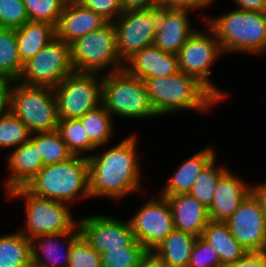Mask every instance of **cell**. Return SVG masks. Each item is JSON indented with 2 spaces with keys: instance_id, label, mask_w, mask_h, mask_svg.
<instances>
[{
  "instance_id": "19",
  "label": "cell",
  "mask_w": 266,
  "mask_h": 267,
  "mask_svg": "<svg viewBox=\"0 0 266 267\" xmlns=\"http://www.w3.org/2000/svg\"><path fill=\"white\" fill-rule=\"evenodd\" d=\"M80 236L77 225L69 232L40 235L31 239L32 264L38 267H68L72 244ZM63 238L66 242L64 246L60 244ZM58 248L64 249V253Z\"/></svg>"
},
{
  "instance_id": "11",
  "label": "cell",
  "mask_w": 266,
  "mask_h": 267,
  "mask_svg": "<svg viewBox=\"0 0 266 267\" xmlns=\"http://www.w3.org/2000/svg\"><path fill=\"white\" fill-rule=\"evenodd\" d=\"M73 72L70 45L55 37L34 57L23 63L17 82L54 88Z\"/></svg>"
},
{
  "instance_id": "26",
  "label": "cell",
  "mask_w": 266,
  "mask_h": 267,
  "mask_svg": "<svg viewBox=\"0 0 266 267\" xmlns=\"http://www.w3.org/2000/svg\"><path fill=\"white\" fill-rule=\"evenodd\" d=\"M196 239L191 233L174 229L153 252L168 267H188Z\"/></svg>"
},
{
  "instance_id": "35",
  "label": "cell",
  "mask_w": 266,
  "mask_h": 267,
  "mask_svg": "<svg viewBox=\"0 0 266 267\" xmlns=\"http://www.w3.org/2000/svg\"><path fill=\"white\" fill-rule=\"evenodd\" d=\"M30 21L45 22L56 27L66 4L64 0H22Z\"/></svg>"
},
{
  "instance_id": "4",
  "label": "cell",
  "mask_w": 266,
  "mask_h": 267,
  "mask_svg": "<svg viewBox=\"0 0 266 267\" xmlns=\"http://www.w3.org/2000/svg\"><path fill=\"white\" fill-rule=\"evenodd\" d=\"M224 52H266V12L235 9L207 20Z\"/></svg>"
},
{
  "instance_id": "39",
  "label": "cell",
  "mask_w": 266,
  "mask_h": 267,
  "mask_svg": "<svg viewBox=\"0 0 266 267\" xmlns=\"http://www.w3.org/2000/svg\"><path fill=\"white\" fill-rule=\"evenodd\" d=\"M83 7L94 11L107 22H114L122 13L119 0H76Z\"/></svg>"
},
{
  "instance_id": "22",
  "label": "cell",
  "mask_w": 266,
  "mask_h": 267,
  "mask_svg": "<svg viewBox=\"0 0 266 267\" xmlns=\"http://www.w3.org/2000/svg\"><path fill=\"white\" fill-rule=\"evenodd\" d=\"M173 213L174 229L201 237L210 221L208 208L189 193L167 196Z\"/></svg>"
},
{
  "instance_id": "18",
  "label": "cell",
  "mask_w": 266,
  "mask_h": 267,
  "mask_svg": "<svg viewBox=\"0 0 266 267\" xmlns=\"http://www.w3.org/2000/svg\"><path fill=\"white\" fill-rule=\"evenodd\" d=\"M107 21L76 0L68 1L55 27V37L71 44L78 38L100 29Z\"/></svg>"
},
{
  "instance_id": "7",
  "label": "cell",
  "mask_w": 266,
  "mask_h": 267,
  "mask_svg": "<svg viewBox=\"0 0 266 267\" xmlns=\"http://www.w3.org/2000/svg\"><path fill=\"white\" fill-rule=\"evenodd\" d=\"M10 111L31 133L58 129L59 117L53 88L29 86L14 81Z\"/></svg>"
},
{
  "instance_id": "8",
  "label": "cell",
  "mask_w": 266,
  "mask_h": 267,
  "mask_svg": "<svg viewBox=\"0 0 266 267\" xmlns=\"http://www.w3.org/2000/svg\"><path fill=\"white\" fill-rule=\"evenodd\" d=\"M7 195L13 199L14 197L25 199L26 230L23 229L20 232L30 240L40 235L69 232L78 225L68 204L38 197L25 187L13 189Z\"/></svg>"
},
{
  "instance_id": "14",
  "label": "cell",
  "mask_w": 266,
  "mask_h": 267,
  "mask_svg": "<svg viewBox=\"0 0 266 267\" xmlns=\"http://www.w3.org/2000/svg\"><path fill=\"white\" fill-rule=\"evenodd\" d=\"M77 221L82 238L100 255L108 249L130 246L136 240L129 220L93 215Z\"/></svg>"
},
{
  "instance_id": "25",
  "label": "cell",
  "mask_w": 266,
  "mask_h": 267,
  "mask_svg": "<svg viewBox=\"0 0 266 267\" xmlns=\"http://www.w3.org/2000/svg\"><path fill=\"white\" fill-rule=\"evenodd\" d=\"M15 33L19 56L25 63L55 38V27L45 22L28 21L15 29Z\"/></svg>"
},
{
  "instance_id": "21",
  "label": "cell",
  "mask_w": 266,
  "mask_h": 267,
  "mask_svg": "<svg viewBox=\"0 0 266 267\" xmlns=\"http://www.w3.org/2000/svg\"><path fill=\"white\" fill-rule=\"evenodd\" d=\"M6 163L11 172L4 185L6 193L19 187H25L44 166L41 154L31 139L14 148Z\"/></svg>"
},
{
  "instance_id": "31",
  "label": "cell",
  "mask_w": 266,
  "mask_h": 267,
  "mask_svg": "<svg viewBox=\"0 0 266 267\" xmlns=\"http://www.w3.org/2000/svg\"><path fill=\"white\" fill-rule=\"evenodd\" d=\"M215 157L198 175L189 194L195 197L207 208L213 202V196L219 178L228 170L227 167L217 166Z\"/></svg>"
},
{
  "instance_id": "30",
  "label": "cell",
  "mask_w": 266,
  "mask_h": 267,
  "mask_svg": "<svg viewBox=\"0 0 266 267\" xmlns=\"http://www.w3.org/2000/svg\"><path fill=\"white\" fill-rule=\"evenodd\" d=\"M30 139L36 144L44 166L61 163L74 156L57 130L32 133Z\"/></svg>"
},
{
  "instance_id": "46",
  "label": "cell",
  "mask_w": 266,
  "mask_h": 267,
  "mask_svg": "<svg viewBox=\"0 0 266 267\" xmlns=\"http://www.w3.org/2000/svg\"><path fill=\"white\" fill-rule=\"evenodd\" d=\"M139 267H168L153 251H148L142 258Z\"/></svg>"
},
{
  "instance_id": "42",
  "label": "cell",
  "mask_w": 266,
  "mask_h": 267,
  "mask_svg": "<svg viewBox=\"0 0 266 267\" xmlns=\"http://www.w3.org/2000/svg\"><path fill=\"white\" fill-rule=\"evenodd\" d=\"M227 267H266V253H248L243 259Z\"/></svg>"
},
{
  "instance_id": "44",
  "label": "cell",
  "mask_w": 266,
  "mask_h": 267,
  "mask_svg": "<svg viewBox=\"0 0 266 267\" xmlns=\"http://www.w3.org/2000/svg\"><path fill=\"white\" fill-rule=\"evenodd\" d=\"M234 2L238 5L237 9L266 12V0H235Z\"/></svg>"
},
{
  "instance_id": "17",
  "label": "cell",
  "mask_w": 266,
  "mask_h": 267,
  "mask_svg": "<svg viewBox=\"0 0 266 267\" xmlns=\"http://www.w3.org/2000/svg\"><path fill=\"white\" fill-rule=\"evenodd\" d=\"M250 193L251 184L228 169L217 182L213 202L208 208L210 221L226 222Z\"/></svg>"
},
{
  "instance_id": "27",
  "label": "cell",
  "mask_w": 266,
  "mask_h": 267,
  "mask_svg": "<svg viewBox=\"0 0 266 267\" xmlns=\"http://www.w3.org/2000/svg\"><path fill=\"white\" fill-rule=\"evenodd\" d=\"M31 240L20 231L0 236V267H30Z\"/></svg>"
},
{
  "instance_id": "20",
  "label": "cell",
  "mask_w": 266,
  "mask_h": 267,
  "mask_svg": "<svg viewBox=\"0 0 266 267\" xmlns=\"http://www.w3.org/2000/svg\"><path fill=\"white\" fill-rule=\"evenodd\" d=\"M123 69L142 80L148 77H168L179 72L178 57L153 44L131 56L124 63Z\"/></svg>"
},
{
  "instance_id": "40",
  "label": "cell",
  "mask_w": 266,
  "mask_h": 267,
  "mask_svg": "<svg viewBox=\"0 0 266 267\" xmlns=\"http://www.w3.org/2000/svg\"><path fill=\"white\" fill-rule=\"evenodd\" d=\"M215 0H157L158 8L197 10L208 7Z\"/></svg>"
},
{
  "instance_id": "37",
  "label": "cell",
  "mask_w": 266,
  "mask_h": 267,
  "mask_svg": "<svg viewBox=\"0 0 266 267\" xmlns=\"http://www.w3.org/2000/svg\"><path fill=\"white\" fill-rule=\"evenodd\" d=\"M68 267H102L101 255L80 236L72 244Z\"/></svg>"
},
{
  "instance_id": "28",
  "label": "cell",
  "mask_w": 266,
  "mask_h": 267,
  "mask_svg": "<svg viewBox=\"0 0 266 267\" xmlns=\"http://www.w3.org/2000/svg\"><path fill=\"white\" fill-rule=\"evenodd\" d=\"M22 68L15 29L0 27V77L17 81Z\"/></svg>"
},
{
  "instance_id": "3",
  "label": "cell",
  "mask_w": 266,
  "mask_h": 267,
  "mask_svg": "<svg viewBox=\"0 0 266 267\" xmlns=\"http://www.w3.org/2000/svg\"><path fill=\"white\" fill-rule=\"evenodd\" d=\"M25 188L33 195L65 204L91 198L88 158L74 155L67 161L45 165Z\"/></svg>"
},
{
  "instance_id": "36",
  "label": "cell",
  "mask_w": 266,
  "mask_h": 267,
  "mask_svg": "<svg viewBox=\"0 0 266 267\" xmlns=\"http://www.w3.org/2000/svg\"><path fill=\"white\" fill-rule=\"evenodd\" d=\"M28 21L22 0H0V27L18 29Z\"/></svg>"
},
{
  "instance_id": "16",
  "label": "cell",
  "mask_w": 266,
  "mask_h": 267,
  "mask_svg": "<svg viewBox=\"0 0 266 267\" xmlns=\"http://www.w3.org/2000/svg\"><path fill=\"white\" fill-rule=\"evenodd\" d=\"M189 9L158 8L154 45L162 51L178 54L187 39L197 30L189 20Z\"/></svg>"
},
{
  "instance_id": "5",
  "label": "cell",
  "mask_w": 266,
  "mask_h": 267,
  "mask_svg": "<svg viewBox=\"0 0 266 267\" xmlns=\"http://www.w3.org/2000/svg\"><path fill=\"white\" fill-rule=\"evenodd\" d=\"M102 73V104L112 115L131 119L157 117L144 80L124 69Z\"/></svg>"
},
{
  "instance_id": "12",
  "label": "cell",
  "mask_w": 266,
  "mask_h": 267,
  "mask_svg": "<svg viewBox=\"0 0 266 267\" xmlns=\"http://www.w3.org/2000/svg\"><path fill=\"white\" fill-rule=\"evenodd\" d=\"M158 7L148 10L124 11L113 23L116 46L124 64L143 48L153 45L157 30Z\"/></svg>"
},
{
  "instance_id": "41",
  "label": "cell",
  "mask_w": 266,
  "mask_h": 267,
  "mask_svg": "<svg viewBox=\"0 0 266 267\" xmlns=\"http://www.w3.org/2000/svg\"><path fill=\"white\" fill-rule=\"evenodd\" d=\"M13 84V80L0 77V117L10 112Z\"/></svg>"
},
{
  "instance_id": "2",
  "label": "cell",
  "mask_w": 266,
  "mask_h": 267,
  "mask_svg": "<svg viewBox=\"0 0 266 267\" xmlns=\"http://www.w3.org/2000/svg\"><path fill=\"white\" fill-rule=\"evenodd\" d=\"M144 83L157 116L183 110L201 114L220 102L195 77L182 71L168 77H148Z\"/></svg>"
},
{
  "instance_id": "23",
  "label": "cell",
  "mask_w": 266,
  "mask_h": 267,
  "mask_svg": "<svg viewBox=\"0 0 266 267\" xmlns=\"http://www.w3.org/2000/svg\"><path fill=\"white\" fill-rule=\"evenodd\" d=\"M217 157L215 149L207 146L182 162L169 178L160 194L162 197L189 193L202 170Z\"/></svg>"
},
{
  "instance_id": "6",
  "label": "cell",
  "mask_w": 266,
  "mask_h": 267,
  "mask_svg": "<svg viewBox=\"0 0 266 267\" xmlns=\"http://www.w3.org/2000/svg\"><path fill=\"white\" fill-rule=\"evenodd\" d=\"M70 53L75 72L98 74L113 66L111 73L122 70L124 66L118 55L113 22H107L100 29L72 42Z\"/></svg>"
},
{
  "instance_id": "43",
  "label": "cell",
  "mask_w": 266,
  "mask_h": 267,
  "mask_svg": "<svg viewBox=\"0 0 266 267\" xmlns=\"http://www.w3.org/2000/svg\"><path fill=\"white\" fill-rule=\"evenodd\" d=\"M121 8L128 10H148L157 7V0H119Z\"/></svg>"
},
{
  "instance_id": "38",
  "label": "cell",
  "mask_w": 266,
  "mask_h": 267,
  "mask_svg": "<svg viewBox=\"0 0 266 267\" xmlns=\"http://www.w3.org/2000/svg\"><path fill=\"white\" fill-rule=\"evenodd\" d=\"M188 267H223L218 253L201 237H197Z\"/></svg>"
},
{
  "instance_id": "33",
  "label": "cell",
  "mask_w": 266,
  "mask_h": 267,
  "mask_svg": "<svg viewBox=\"0 0 266 267\" xmlns=\"http://www.w3.org/2000/svg\"><path fill=\"white\" fill-rule=\"evenodd\" d=\"M27 126L11 111L0 117V148H17L31 138Z\"/></svg>"
},
{
  "instance_id": "1",
  "label": "cell",
  "mask_w": 266,
  "mask_h": 267,
  "mask_svg": "<svg viewBox=\"0 0 266 267\" xmlns=\"http://www.w3.org/2000/svg\"><path fill=\"white\" fill-rule=\"evenodd\" d=\"M138 138L135 134L101 154L84 155L89 165V191L91 198L108 197L121 200L141 189V170L137 154Z\"/></svg>"
},
{
  "instance_id": "32",
  "label": "cell",
  "mask_w": 266,
  "mask_h": 267,
  "mask_svg": "<svg viewBox=\"0 0 266 267\" xmlns=\"http://www.w3.org/2000/svg\"><path fill=\"white\" fill-rule=\"evenodd\" d=\"M57 131L73 155L83 156V152L97 149L79 119H59Z\"/></svg>"
},
{
  "instance_id": "24",
  "label": "cell",
  "mask_w": 266,
  "mask_h": 267,
  "mask_svg": "<svg viewBox=\"0 0 266 267\" xmlns=\"http://www.w3.org/2000/svg\"><path fill=\"white\" fill-rule=\"evenodd\" d=\"M201 238L218 253L223 267L236 263L249 253L232 236L226 222L209 221L202 232Z\"/></svg>"
},
{
  "instance_id": "45",
  "label": "cell",
  "mask_w": 266,
  "mask_h": 267,
  "mask_svg": "<svg viewBox=\"0 0 266 267\" xmlns=\"http://www.w3.org/2000/svg\"><path fill=\"white\" fill-rule=\"evenodd\" d=\"M251 193L259 202L266 217V182L256 186L251 185Z\"/></svg>"
},
{
  "instance_id": "9",
  "label": "cell",
  "mask_w": 266,
  "mask_h": 267,
  "mask_svg": "<svg viewBox=\"0 0 266 267\" xmlns=\"http://www.w3.org/2000/svg\"><path fill=\"white\" fill-rule=\"evenodd\" d=\"M209 32L196 30L179 50L178 67L179 71L195 77L203 84L219 101L227 94L216 87L217 85L209 79L211 67L217 57L223 54L219 40L213 30L208 26Z\"/></svg>"
},
{
  "instance_id": "47",
  "label": "cell",
  "mask_w": 266,
  "mask_h": 267,
  "mask_svg": "<svg viewBox=\"0 0 266 267\" xmlns=\"http://www.w3.org/2000/svg\"><path fill=\"white\" fill-rule=\"evenodd\" d=\"M30 267H38V266H36V265H34V264H31Z\"/></svg>"
},
{
  "instance_id": "10",
  "label": "cell",
  "mask_w": 266,
  "mask_h": 267,
  "mask_svg": "<svg viewBox=\"0 0 266 267\" xmlns=\"http://www.w3.org/2000/svg\"><path fill=\"white\" fill-rule=\"evenodd\" d=\"M99 75L74 71L53 88L59 119H79L102 104Z\"/></svg>"
},
{
  "instance_id": "29",
  "label": "cell",
  "mask_w": 266,
  "mask_h": 267,
  "mask_svg": "<svg viewBox=\"0 0 266 267\" xmlns=\"http://www.w3.org/2000/svg\"><path fill=\"white\" fill-rule=\"evenodd\" d=\"M112 119V115L105 109L103 104L79 118L87 131L90 141L97 149L106 143L108 144L109 140H111L114 133Z\"/></svg>"
},
{
  "instance_id": "13",
  "label": "cell",
  "mask_w": 266,
  "mask_h": 267,
  "mask_svg": "<svg viewBox=\"0 0 266 267\" xmlns=\"http://www.w3.org/2000/svg\"><path fill=\"white\" fill-rule=\"evenodd\" d=\"M147 200L129 218L135 239L147 251H153L174 230L172 208L165 197Z\"/></svg>"
},
{
  "instance_id": "34",
  "label": "cell",
  "mask_w": 266,
  "mask_h": 267,
  "mask_svg": "<svg viewBox=\"0 0 266 267\" xmlns=\"http://www.w3.org/2000/svg\"><path fill=\"white\" fill-rule=\"evenodd\" d=\"M148 251L135 240L130 246L122 249H108L101 254L102 267H139L143 256Z\"/></svg>"
},
{
  "instance_id": "15",
  "label": "cell",
  "mask_w": 266,
  "mask_h": 267,
  "mask_svg": "<svg viewBox=\"0 0 266 267\" xmlns=\"http://www.w3.org/2000/svg\"><path fill=\"white\" fill-rule=\"evenodd\" d=\"M232 236L249 252L266 251V217L250 193L226 221Z\"/></svg>"
}]
</instances>
